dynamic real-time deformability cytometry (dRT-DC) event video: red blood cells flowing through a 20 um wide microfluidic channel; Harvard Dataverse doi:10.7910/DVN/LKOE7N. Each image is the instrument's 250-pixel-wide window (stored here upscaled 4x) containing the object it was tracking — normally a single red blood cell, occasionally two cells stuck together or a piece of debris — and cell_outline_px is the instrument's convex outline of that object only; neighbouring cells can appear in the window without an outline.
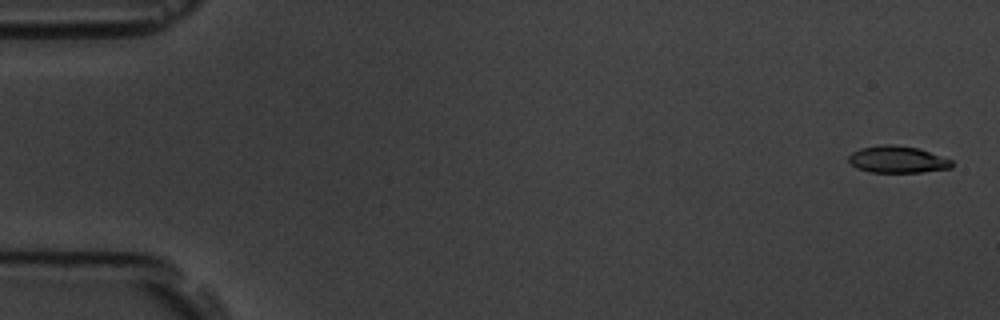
{"species": "common noctule bat (a hibernating species)", "species_latin": "Nyctalus noctula", "temperature_condition": "room temperature", "stored_images_in_passage": 5, "camera_frame_rate_fps": 3000, "um_per_image_px": 0.085, "animal": {"sex": "male", "body_mass_g": 19.5, "forearm_length_mm": 54.6}, "frame": {"image": 1, "passage_image": 1, "time_ms": 0.0, "image_size_px": [1000, 320], "cell_outline_px": [[952, 168], [920, 172], [868, 172], [856, 168], [848, 160], [848, 156], [852, 152], [860, 148], [884, 144], [892, 144], [920, 148], [952, 160]], "centroid_in_image_um": [76.27, 13.55], "position_along_channel_um": 8.7, "area_um2": 16.24}}
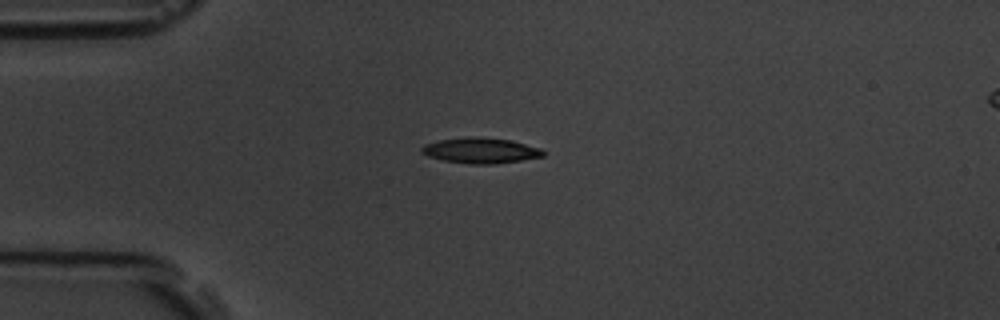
{"frame": {"image": 2, "passage_image": 5, "time_ms": 4.333, "image_size_px": [1000, 320], "cell_outline_px": [[544, 156], [496, 164], [468, 164], [444, 160], [428, 156], [420, 152], [420, 148], [424, 144], [440, 140], [512, 140], [540, 148], [544, 152]], "centroid_in_image_um": [40.86, 12.85], "position_along_channel_um": 44.1, "area_um2": 16.99}}